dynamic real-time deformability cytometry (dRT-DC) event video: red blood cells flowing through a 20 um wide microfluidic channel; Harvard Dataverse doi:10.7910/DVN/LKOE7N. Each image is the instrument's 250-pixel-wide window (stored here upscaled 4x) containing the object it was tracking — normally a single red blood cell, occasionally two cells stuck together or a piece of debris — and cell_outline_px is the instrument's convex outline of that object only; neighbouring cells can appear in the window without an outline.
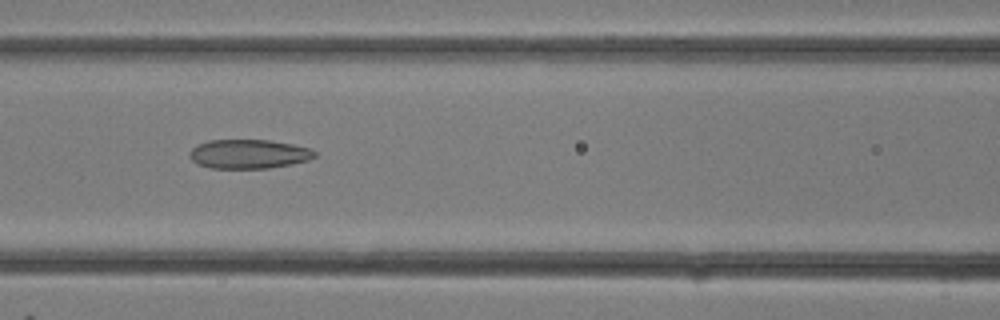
{"species": "common noctule bat (a hibernating species)", "species_latin": "Nyctalus noctula", "temperature_condition": "room temperature", "stored_images_in_passage": 30, "camera_frame_rate_fps": 3000, "um_per_image_px": 0.085, "animal": {"sex": "female"}, "frame": {"image": 1, "passage_image": 13, "time_ms": 4.0, "image_size_px": [1000, 320], "cell_outline_px": [[316, 156], [308, 160], [292, 164], [268, 168], [212, 168], [200, 164], [192, 160], [188, 156], [192, 148], [208, 140], [268, 140], [292, 144], [312, 148], [316, 152]], "centroid_in_image_um": [21.18, 13.08], "position_along_channel_um": 145.4, "area_um2": 21.15}}
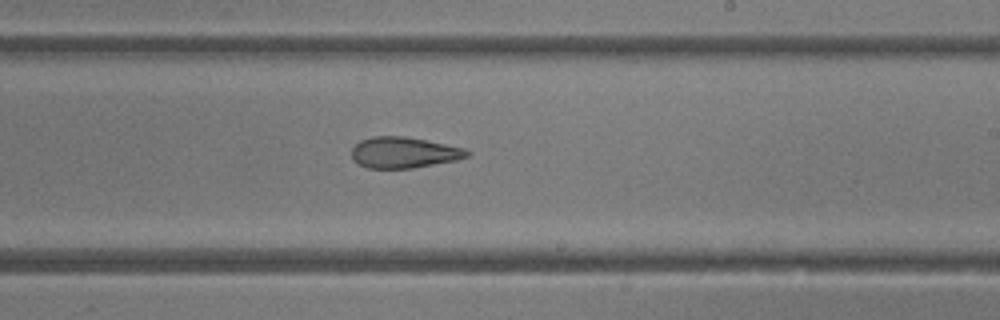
{"frame": {"image": 2, "passage_image": 18, "time_ms": 5.667, "image_size_px": [1000, 320], "cell_outline_px": [[472, 152], [468, 156], [456, 160], [412, 168], [368, 168], [352, 160], [352, 148], [360, 140], [372, 136], [404, 136], [464, 148]], "centroid_in_image_um": [34.31, 12.96], "position_along_channel_um": 254.7, "area_um2": 20.69}}
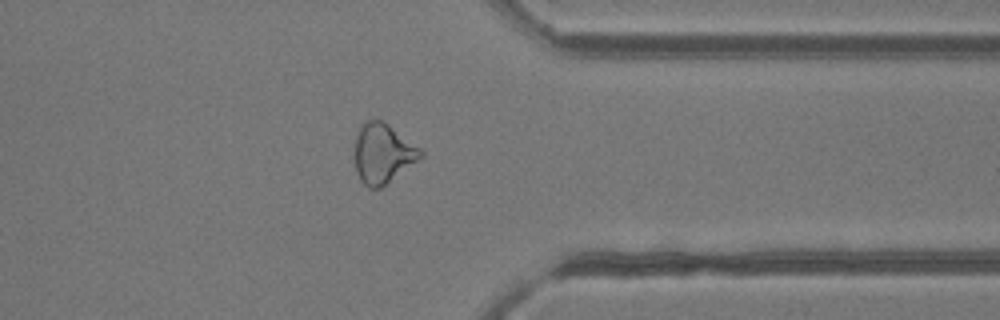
{"frame": {"image": 3, "passage_image": 24, "time_ms": 7.667, "image_size_px": [1000, 320], "cell_outline_px": [[424, 156], [380, 188], [368, 188], [360, 180], [356, 172], [352, 156], [352, 152], [356, 136], [364, 120], [380, 120], [388, 124], [420, 148], [424, 152]], "centroid_in_image_um": [32.49, 13.05], "position_along_channel_um": 378.9, "area_um2": 23.18}}